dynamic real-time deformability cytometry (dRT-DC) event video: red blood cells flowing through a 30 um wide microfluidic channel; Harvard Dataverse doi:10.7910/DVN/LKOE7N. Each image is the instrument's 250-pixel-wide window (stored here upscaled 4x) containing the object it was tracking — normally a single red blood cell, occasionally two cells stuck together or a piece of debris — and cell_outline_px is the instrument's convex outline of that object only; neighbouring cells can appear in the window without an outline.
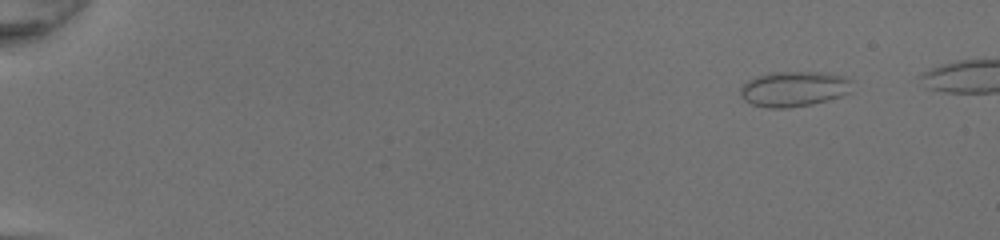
{"species": "common noctule bat (a hibernating species)", "species_latin": "Nyctalus noctula", "temperature_condition": "room temperature", "stored_images_in_passage": 44, "camera_frame_rate_fps": 3000, "um_per_image_px": 0.085, "animal": {"sex": "female", "body_mass_g": 20.0, "forearm_length_mm": 54.0}, "frame": {"image": 1, "passage_image": 1, "time_ms": 0.0, "image_size_px": [1000, 240], "cell_outline_px": [[852, 80], [848, 92], [840, 96], [828, 100], [812, 104], [788, 108], [768, 108], [752, 104], [744, 100], [740, 96], [740, 88], [748, 80], [756, 76], [772, 72], [824, 72], [844, 76]], "centroid_in_image_um": [67.45, 7.55], "position_along_channel_um": 17.5, "area_um2": 23.0}}
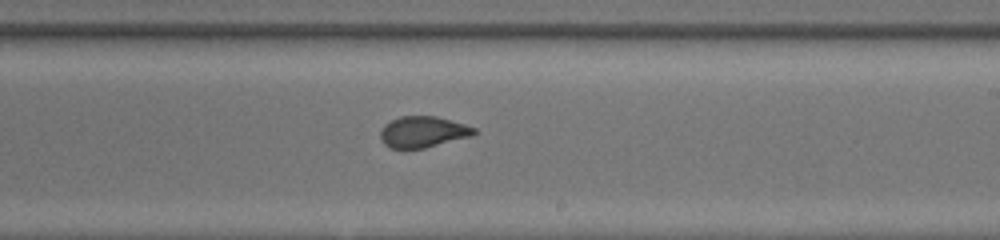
{"frame": {"image": 2, "passage_image": 28, "time_ms": 9.0, "image_size_px": [1000, 240], "cell_outline_px": [[480, 132], [472, 136], [424, 148], [392, 148], [384, 144], [380, 140], [380, 132], [384, 124], [400, 116], [436, 116], [464, 124], [476, 128]], "centroid_in_image_um": [35.97, 11.21], "position_along_channel_um": 253.0, "area_um2": 17.05}}
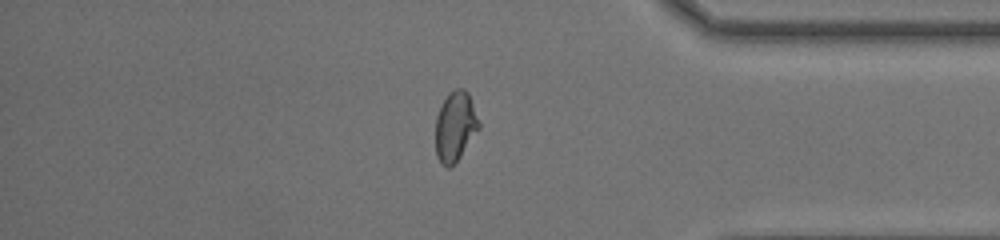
{"frame": {"image": 3, "passage_image": 39, "time_ms": 12.667, "image_size_px": [1000, 240], "cell_outline_px": [[480, 128], [460, 156], [448, 168], [440, 164], [436, 156], [436, 116], [448, 92], [456, 88], [464, 88], [468, 92], [480, 124]], "centroid_in_image_um": [38.69, 10.73], "position_along_channel_um": 396.5, "area_um2": 17.51}}